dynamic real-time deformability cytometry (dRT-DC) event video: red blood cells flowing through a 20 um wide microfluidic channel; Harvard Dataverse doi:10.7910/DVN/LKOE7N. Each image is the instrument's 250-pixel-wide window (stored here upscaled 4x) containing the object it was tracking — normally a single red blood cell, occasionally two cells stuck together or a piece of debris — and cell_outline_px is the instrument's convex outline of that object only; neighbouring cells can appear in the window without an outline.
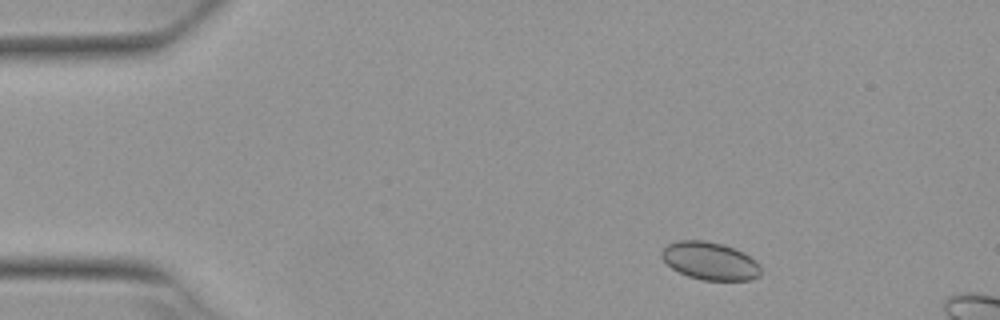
{"species": "Egyptian fruit bat (a non-hibernating species)", "species_latin": "Rousettus aegyptiacus", "temperature_condition": "warm", "stored_images_in_passage": 3, "camera_frame_rate_fps": 3000, "um_per_image_px": 0.085, "animal": {"sex": "female"}, "frame": {"image": 1, "passage_image": 1, "time_ms": 0.0, "image_size_px": [1000, 320], "cell_outline_px": [[760, 276], [752, 280], [704, 280], [688, 276], [672, 268], [660, 256], [660, 252], [668, 244], [676, 240], [704, 240], [724, 244], [744, 252], [756, 260], [760, 264]], "centroid_in_image_um": [60.37, 22.17], "position_along_channel_um": 24.6, "area_um2": 22.02}}